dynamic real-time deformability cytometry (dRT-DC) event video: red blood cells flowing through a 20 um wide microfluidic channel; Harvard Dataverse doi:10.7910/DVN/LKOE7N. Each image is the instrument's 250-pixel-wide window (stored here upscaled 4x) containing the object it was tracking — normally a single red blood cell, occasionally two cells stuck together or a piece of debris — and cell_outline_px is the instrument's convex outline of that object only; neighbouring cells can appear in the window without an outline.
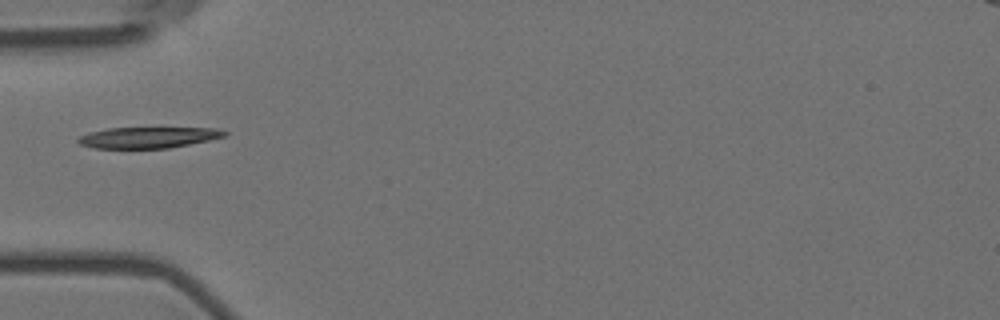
{"species": "Egyptian fruit bat (a non-hibernating species)", "species_latin": "Rousettus aegyptiacus", "temperature_condition": "room temperature", "stored_images_in_passage": 13, "camera_frame_rate_fps": 3000, "um_per_image_px": 0.085, "animal": {"sex": "female"}, "frame": {"image": 1, "passage_image": 3, "time_ms": 0.667, "image_size_px": [1000, 320], "cell_outline_px": [[228, 132], [224, 136], [208, 140], [168, 148], [96, 148], [80, 144], [76, 140], [80, 136], [88, 132], [108, 128], [220, 128]], "centroid_in_image_um": [12.57, 11.68], "position_along_channel_um": 72.4, "area_um2": 17.8}}
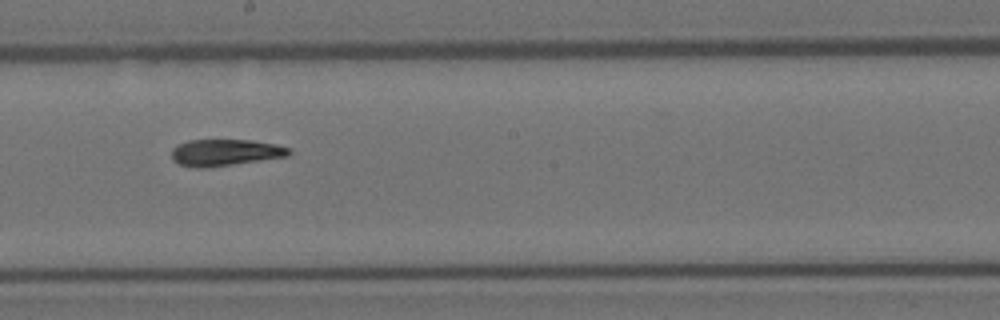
{"frame": {"image": 2, "passage_image": 7, "time_ms": 2.0, "image_size_px": [1000, 320], "cell_outline_px": [[292, 152], [288, 156], [204, 168], [196, 168], [180, 164], [172, 160], [172, 148], [188, 140], [252, 140], [276, 144], [292, 148]], "centroid_in_image_um": [19.16, 12.96], "position_along_channel_um": 229.0, "area_um2": 18.15}}
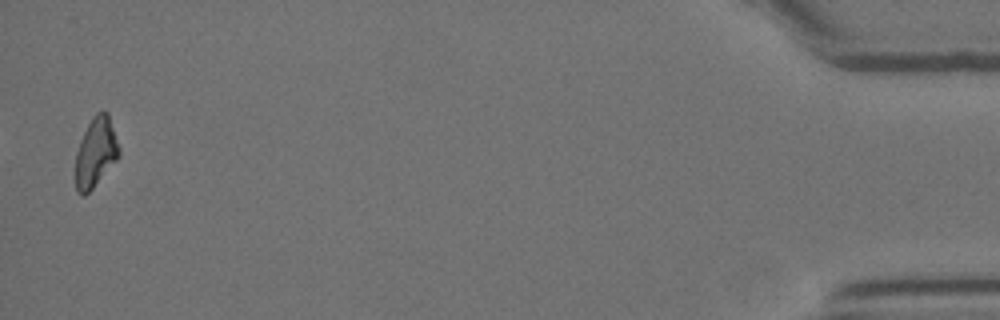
{"frame": {"image": 3, "passage_image": 13, "time_ms": 4.0, "image_size_px": [1000, 320], "cell_outline_px": [[120, 156], [92, 188], [84, 196], [80, 196], [76, 192], [76, 152], [80, 140], [92, 116], [96, 112], [104, 108], [108, 112], [120, 148]], "centroid_in_image_um": [8.14, 12.91], "position_along_channel_um": 427.1, "area_um2": 17.74}}